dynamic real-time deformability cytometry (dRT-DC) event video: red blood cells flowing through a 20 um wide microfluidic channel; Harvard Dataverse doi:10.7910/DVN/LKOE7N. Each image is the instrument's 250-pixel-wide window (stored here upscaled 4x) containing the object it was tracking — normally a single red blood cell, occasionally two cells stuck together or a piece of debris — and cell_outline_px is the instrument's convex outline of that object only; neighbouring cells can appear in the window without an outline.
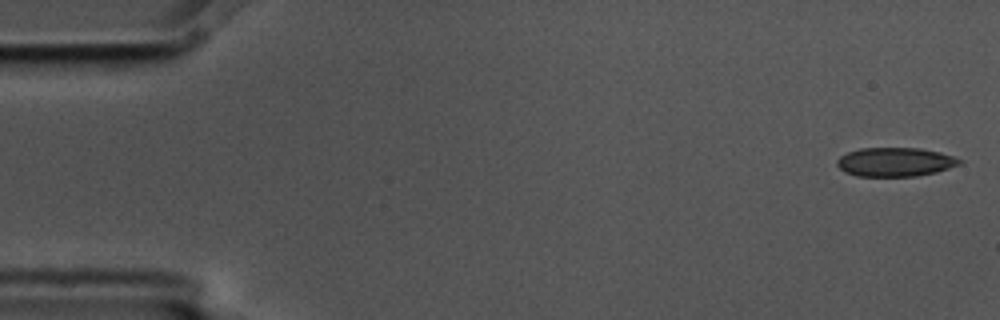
{"species": "common noctule bat (a hibernating species)", "species_latin": "Nyctalus noctula", "temperature_condition": "cold", "stored_images_in_passage": 7, "camera_frame_rate_fps": 3000, "um_per_image_px": 0.085, "animal": {"sex": "male", "body_mass_g": 17.5, "forearm_length_mm": 52.3}, "frame": {"image": 1, "passage_image": 1, "time_ms": 0.0, "image_size_px": [1000, 320], "cell_outline_px": [[964, 160], [960, 164], [936, 172], [916, 176], [856, 176], [844, 172], [836, 164], [836, 160], [840, 156], [848, 152], [860, 148], [920, 148], [940, 152]], "centroid_in_image_um": [76.07, 13.77], "position_along_channel_um": 8.9, "area_um2": 20.69}}
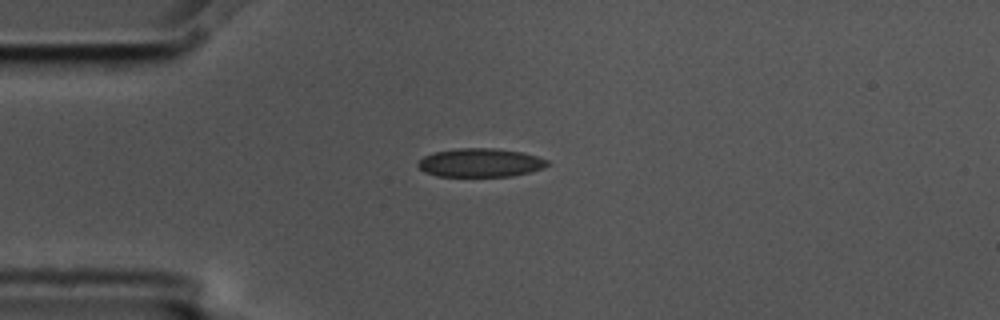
{"frame": {"image": 2, "passage_image": 4, "time_ms": 1.0, "image_size_px": [1000, 320], "cell_outline_px": [[552, 164], [544, 168], [512, 176], [436, 176], [424, 172], [416, 164], [424, 156], [436, 152], [460, 148], [496, 148], [520, 152], [536, 156], [548, 160]], "centroid_in_image_um": [40.85, 13.83], "position_along_channel_um": 44.2, "area_um2": 21.5}}